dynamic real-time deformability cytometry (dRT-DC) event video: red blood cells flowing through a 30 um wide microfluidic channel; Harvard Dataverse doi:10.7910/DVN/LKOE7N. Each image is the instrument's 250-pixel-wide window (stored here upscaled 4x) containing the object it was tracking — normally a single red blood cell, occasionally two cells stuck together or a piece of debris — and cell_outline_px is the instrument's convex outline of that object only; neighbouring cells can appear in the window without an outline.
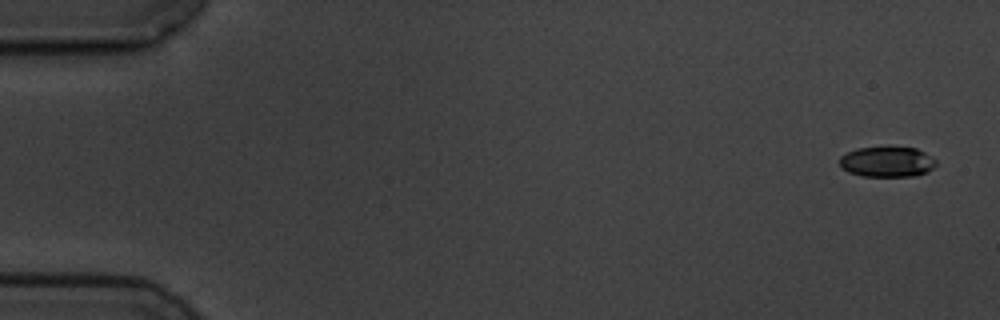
{"species": "common noctule bat (a hibernating species)", "species_latin": "Nyctalus noctula", "temperature_condition": "cold", "stored_images_in_passage": 6, "camera_frame_rate_fps": 3000, "um_per_image_px": 0.085, "animal": {"sex": "male", "body_mass_g": 19.5, "forearm_length_mm": 54.6}, "frame": {"image": 1, "passage_image": 1, "time_ms": 0.0, "image_size_px": [1000, 320], "cell_outline_px": [[936, 164], [928, 172], [916, 176], [860, 176], [848, 172], [840, 168], [840, 156], [856, 148], [888, 144], [916, 148], [924, 152], [936, 160]], "centroid_in_image_um": [75.38, 13.71], "position_along_channel_um": 9.6, "area_um2": 17.86}}